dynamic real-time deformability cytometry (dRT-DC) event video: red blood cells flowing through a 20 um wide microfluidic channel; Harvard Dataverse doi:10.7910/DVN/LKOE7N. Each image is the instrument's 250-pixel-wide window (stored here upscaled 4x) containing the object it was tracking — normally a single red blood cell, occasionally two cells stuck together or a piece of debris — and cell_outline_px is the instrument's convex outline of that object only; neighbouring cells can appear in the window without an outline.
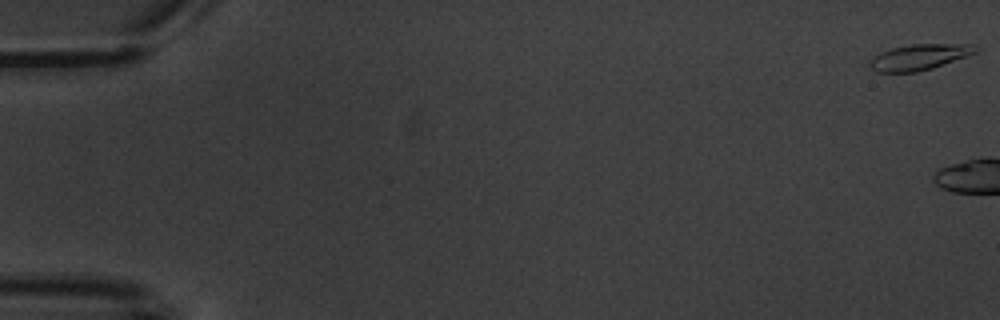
{"species": "common noctule bat (a hibernating species)", "species_latin": "Nyctalus noctula", "temperature_condition": "warm", "stored_images_in_passage": 7, "camera_frame_rate_fps": 3000, "um_per_image_px": 0.085, "animal": {"sex": "male", "body_mass_g": 20.1, "forearm_length_mm": 53.5}, "frame": {"image": 1, "passage_image": 1, "time_ms": 0.0, "image_size_px": [1000, 320], "cell_outline_px": [[980, 48], [976, 52], [968, 56], [932, 68], [916, 72], [876, 72], [868, 64], [868, 60], [880, 52], [892, 48], [912, 44], [976, 44]], "centroid_in_image_um": [78.15, 4.84], "position_along_channel_um": 6.8, "area_um2": 16.01}}